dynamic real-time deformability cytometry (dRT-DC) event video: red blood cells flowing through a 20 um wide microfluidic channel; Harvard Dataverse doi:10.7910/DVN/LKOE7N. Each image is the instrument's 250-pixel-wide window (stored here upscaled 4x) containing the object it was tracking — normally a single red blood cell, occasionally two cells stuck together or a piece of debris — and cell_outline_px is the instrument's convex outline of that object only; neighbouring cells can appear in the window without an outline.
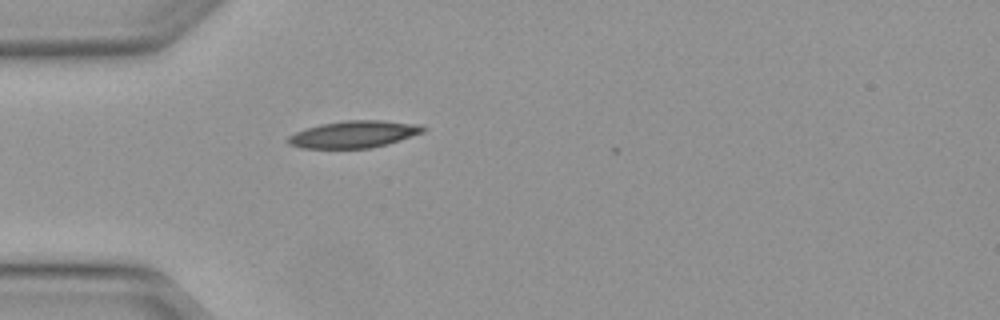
{"species": "Egyptian fruit bat (a non-hibernating species)", "species_latin": "Rousettus aegyptiacus", "temperature_condition": "warm", "stored_images_in_passage": 4, "camera_frame_rate_fps": 3000, "um_per_image_px": 0.085, "animal": {"sex": "female"}, "frame": {"image": 1, "passage_image": 1, "time_ms": 0.0, "image_size_px": [1000, 320], "cell_outline_px": [[428, 128], [424, 132], [384, 144], [368, 148], [300, 148], [288, 144], [288, 136], [304, 128], [320, 124], [344, 120], [380, 120], [420, 124]], "centroid_in_image_um": [30.05, 11.4], "position_along_channel_um": 54.9, "area_um2": 21.15}}